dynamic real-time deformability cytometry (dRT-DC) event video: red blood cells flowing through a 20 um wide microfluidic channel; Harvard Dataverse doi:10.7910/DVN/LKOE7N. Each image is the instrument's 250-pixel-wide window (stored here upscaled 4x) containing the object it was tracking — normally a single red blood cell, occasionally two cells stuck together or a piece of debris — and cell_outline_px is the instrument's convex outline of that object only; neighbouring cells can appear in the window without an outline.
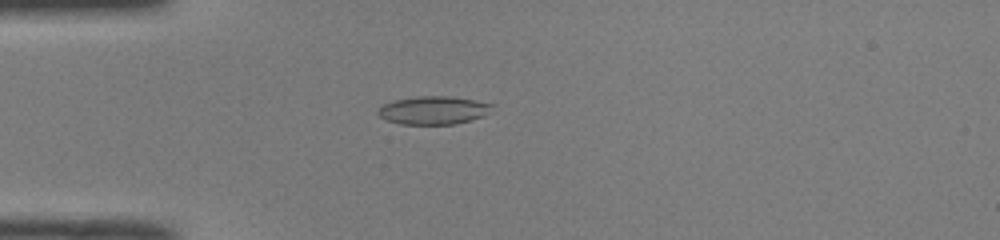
{"species": "common noctule bat (a hibernating species)", "species_latin": "Nyctalus noctula", "temperature_condition": "room temperature", "stored_images_in_passage": 40, "camera_frame_rate_fps": 3000, "um_per_image_px": 0.085, "animal": {"sex": "male", "body_mass_g": 19.0, "forearm_length_mm": 50.8}, "frame": {"image": 1, "passage_image": 4, "time_ms": 1.0, "image_size_px": [1000, 240], "cell_outline_px": [[496, 104], [484, 116], [456, 124], [400, 124], [388, 120], [380, 116], [376, 112], [384, 104], [396, 100], [416, 96], [448, 96]], "centroid_in_image_um": [36.86, 9.37], "position_along_channel_um": 48.1, "area_um2": 18.55}}
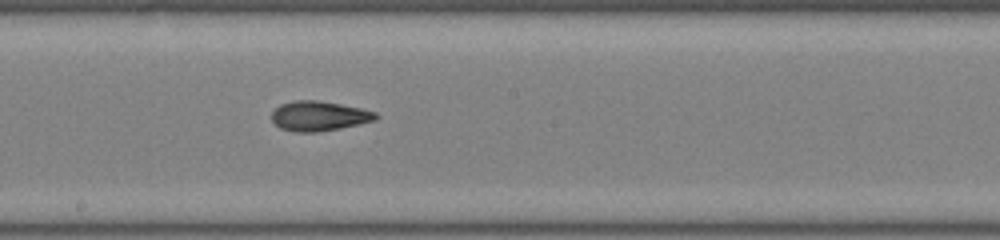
{"frame": {"image": 2, "passage_image": 18, "time_ms": 5.667, "image_size_px": [1000, 240], "cell_outline_px": [[380, 116], [376, 120], [340, 128], [316, 132], [296, 132], [280, 128], [272, 120], [272, 112], [280, 104], [296, 100], [320, 100], [360, 108], [376, 112]], "centroid_in_image_um": [27.12, 9.85], "position_along_channel_um": 221.1, "area_um2": 18.03}}
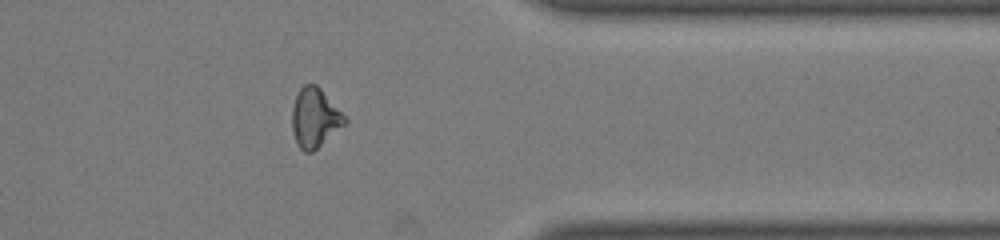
{"frame": {"image": 3, "passage_image": 31, "time_ms": 10.0, "image_size_px": [1000, 240], "cell_outline_px": [[348, 120], [344, 124], [312, 152], [304, 152], [296, 144], [292, 132], [292, 108], [296, 96], [300, 88], [304, 84], [316, 84], [320, 88]], "centroid_in_image_um": [26.71, 10.02], "position_along_channel_um": 384.7, "area_um2": 17.86}, "authors_computed_cell_mechanics": {"area_um2": 18.0336, "velocity_mm_per_s": 4.0281, "shape_relaxation_time_tau1_ms": null, "shape_relaxation_time_tau2_ms": 1.8345, "deformation_change_tau1": null, "deformation_change_tau2": 0.0723}}